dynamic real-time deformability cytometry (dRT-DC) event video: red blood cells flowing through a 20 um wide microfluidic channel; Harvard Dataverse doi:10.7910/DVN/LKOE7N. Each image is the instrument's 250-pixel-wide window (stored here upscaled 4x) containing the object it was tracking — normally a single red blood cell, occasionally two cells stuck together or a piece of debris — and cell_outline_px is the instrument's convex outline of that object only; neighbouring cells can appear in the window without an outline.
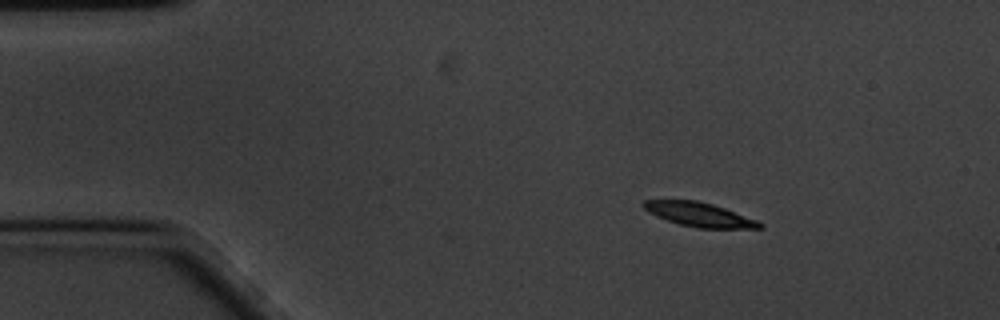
{"species": "common noctule bat (a hibernating species)", "species_latin": "Nyctalus noctula", "temperature_condition": "cold", "stored_images_in_passage": 52, "camera_frame_rate_fps": 3000, "um_per_image_px": 0.085, "animal": {"sex": "male", "body_mass_g": 20.1, "forearm_length_mm": 53.5}, "frame": {"image": 1, "passage_image": 1, "time_ms": 0.0, "image_size_px": [1000, 320], "cell_outline_px": [[764, 228], [696, 228], [680, 224], [656, 216], [648, 212], [640, 204], [644, 200], [696, 200], [712, 204], [724, 208], [756, 220], [764, 224]], "centroid_in_image_um": [59.41, 18.23], "position_along_channel_um": 25.6, "area_um2": 16.18}}
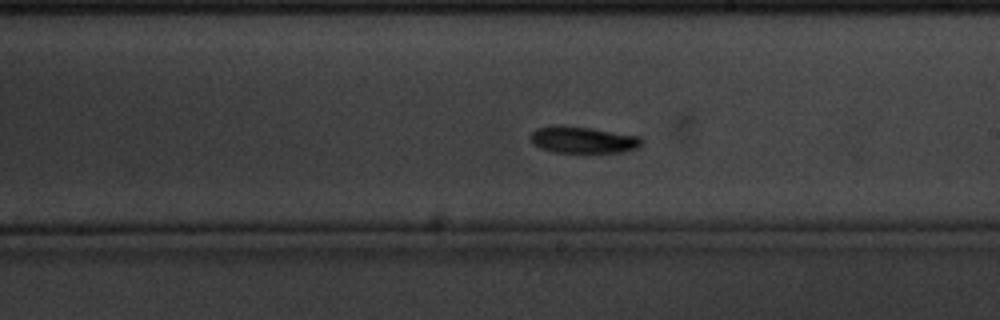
{"frame": {"image": 2, "passage_image": 26, "time_ms": 8.333, "image_size_px": [1000, 320], "cell_outline_px": [[644, 140], [640, 148], [624, 152], [584, 156], [552, 152], [540, 148], [532, 144], [528, 136], [536, 128], [548, 124], [564, 124], [592, 128], [640, 136]], "centroid_in_image_um": [49.53, 11.93], "position_along_channel_um": 239.5, "area_um2": 18.96}}
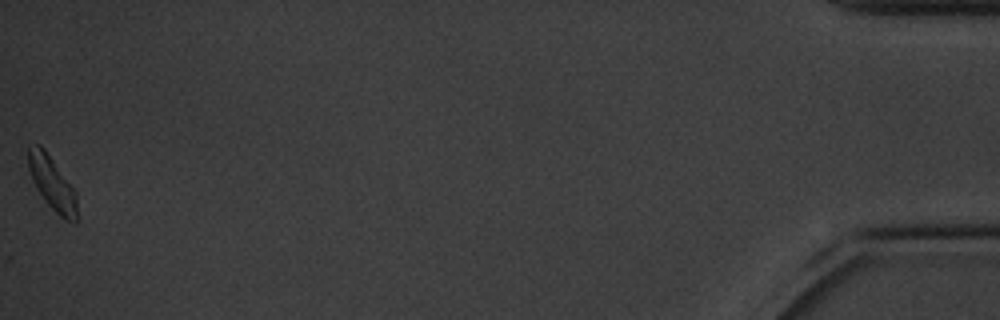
{"frame": {"image": 3, "passage_image": 52, "time_ms": 17.0, "image_size_px": [1000, 320], "cell_outline_px": [[80, 220], [76, 224], [64, 220], [44, 200], [36, 188], [32, 180], [28, 168], [28, 144], [40, 144], [44, 148], [76, 192]], "centroid_in_image_um": [4.47, 15.64], "position_along_channel_um": 430.7, "area_um2": 15.61}, "authors_computed_cell_mechanics": {"area_um2": 16.5886, "velocity_mm_per_s": 3.3208, "shape_relaxation_time_tau1_ms": 1.9222, "shape_relaxation_time_tau2_ms": null, "deformation_change_tau1": 0.12, "deformation_change_tau2": null}}